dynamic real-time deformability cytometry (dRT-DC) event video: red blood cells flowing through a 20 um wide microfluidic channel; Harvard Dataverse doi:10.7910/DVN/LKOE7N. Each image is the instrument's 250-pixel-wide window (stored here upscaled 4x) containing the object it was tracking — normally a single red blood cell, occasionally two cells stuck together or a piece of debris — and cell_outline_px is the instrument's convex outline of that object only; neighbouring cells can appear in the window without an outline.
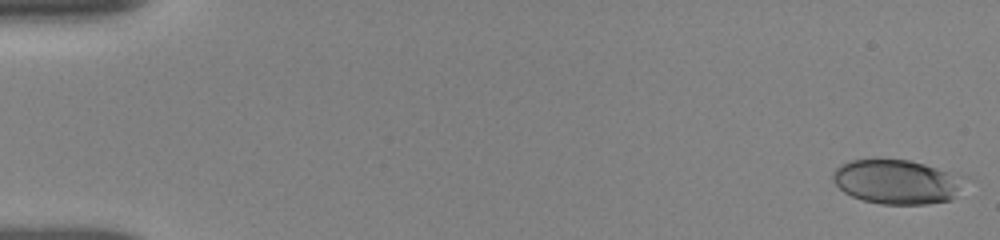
{"species": "human", "species_latin": "Homo sapiens", "temperature_condition": "room temperature", "stored_images_in_passage": 18, "camera_frame_rate_fps": 3000, "um_per_image_px": 0.085, "donor": {"sex": "female"}, "frame": {"image": 1, "passage_image": 1, "time_ms": 0.0, "image_size_px": [1000, 240], "cell_outline_px": [[968, 176], [952, 200], [928, 204], [880, 204], [864, 200], [852, 196], [844, 192], [832, 180], [832, 172], [840, 164], [852, 160], [908, 160], [924, 164]], "centroid_in_image_um": [76.26, 15.46], "position_along_channel_um": 8.7, "area_um2": 34.1}}
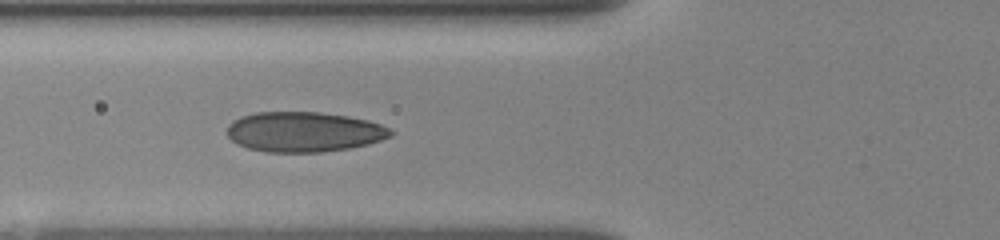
{"frame": {"image": 2, "passage_image": 13, "time_ms": 6.333, "image_size_px": [1000, 240], "cell_outline_px": [[396, 132], [392, 136], [368, 144], [348, 148], [320, 152], [268, 152], [248, 148], [236, 144], [224, 132], [228, 124], [232, 120], [240, 116], [256, 112], [320, 112], [348, 116], [368, 120], [380, 124]], "centroid_in_image_um": [25.8, 11.2], "position_along_channel_um": 100.0, "area_um2": 38.49}}
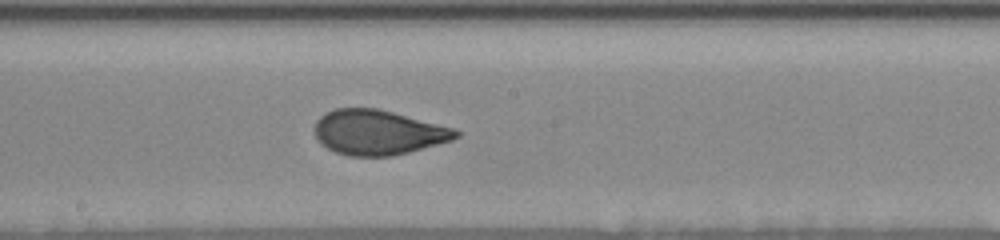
{"frame": {"image": 3, "passage_image": 18, "time_ms": 9.333, "image_size_px": [1000, 240], "cell_outline_px": [[460, 136], [452, 140], [408, 152], [392, 156], [348, 156], [336, 152], [320, 144], [316, 136], [316, 120], [324, 112], [336, 108], [376, 108], [456, 128], [460, 132]], "centroid_in_image_um": [32.14, 11.25], "position_along_channel_um": 216.1, "area_um2": 36.88}}